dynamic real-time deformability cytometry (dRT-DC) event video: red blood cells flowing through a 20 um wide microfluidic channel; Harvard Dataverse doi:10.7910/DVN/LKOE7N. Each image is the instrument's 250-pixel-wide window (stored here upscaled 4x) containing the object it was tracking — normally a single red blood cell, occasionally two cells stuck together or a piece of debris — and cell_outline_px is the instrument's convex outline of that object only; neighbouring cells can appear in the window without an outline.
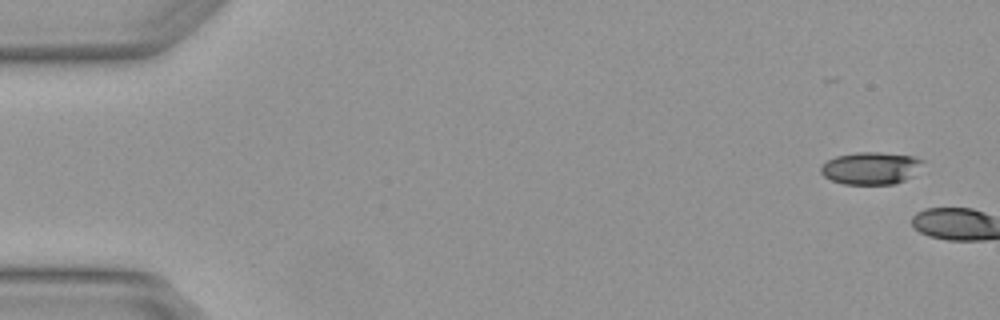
{"species": "Egyptian fruit bat (a non-hibernating species)", "species_latin": "Rousettus aegyptiacus", "temperature_condition": "warm", "stored_images_in_passage": 5, "camera_frame_rate_fps": 3000, "um_per_image_px": 0.085, "animal": {"sex": "female"}, "frame": {"image": 1, "passage_image": 1, "time_ms": 0.0, "image_size_px": [1000, 320], "cell_outline_px": [[924, 160], [912, 176], [896, 184], [844, 184], [832, 180], [824, 176], [820, 172], [820, 168], [828, 160], [836, 156], [856, 152], [880, 152], [916, 156]], "centroid_in_image_um": [74.02, 14.28], "position_along_channel_um": 11.0, "area_um2": 19.19}}
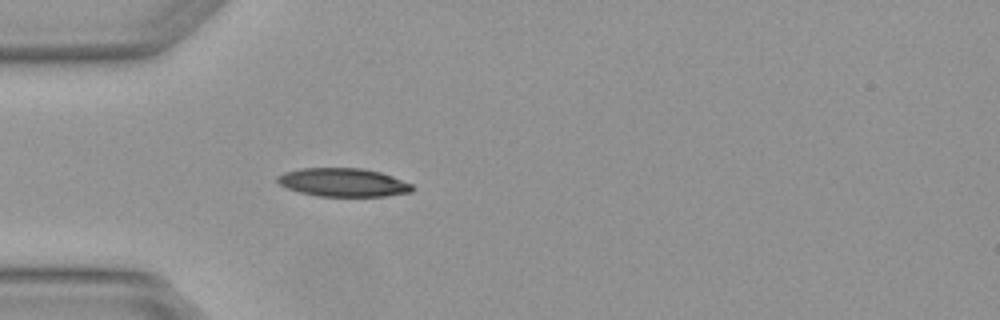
{"frame": {"image": 2, "passage_image": 5, "time_ms": 1.333, "image_size_px": [1000, 320], "cell_outline_px": [[412, 192], [384, 196], [320, 196], [300, 192], [288, 188], [280, 184], [276, 180], [276, 176], [284, 172], [300, 168], [364, 168], [380, 172], [392, 176], [412, 184]], "centroid_in_image_um": [29.16, 15.49], "position_along_channel_um": 55.8, "area_um2": 22.25}}